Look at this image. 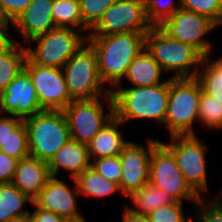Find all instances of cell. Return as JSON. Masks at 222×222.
<instances>
[{
	"mask_svg": "<svg viewBox=\"0 0 222 222\" xmlns=\"http://www.w3.org/2000/svg\"><path fill=\"white\" fill-rule=\"evenodd\" d=\"M147 33H119L111 35H88L87 42L93 47L98 64V73L110 91L123 81L129 65L145 48Z\"/></svg>",
	"mask_w": 222,
	"mask_h": 222,
	"instance_id": "6da1fadb",
	"label": "cell"
},
{
	"mask_svg": "<svg viewBox=\"0 0 222 222\" xmlns=\"http://www.w3.org/2000/svg\"><path fill=\"white\" fill-rule=\"evenodd\" d=\"M121 86V87H120ZM170 77L154 86L124 88L122 82L110 91L114 117L123 123L130 120H156L164 124L169 100Z\"/></svg>",
	"mask_w": 222,
	"mask_h": 222,
	"instance_id": "7a4b0ae2",
	"label": "cell"
},
{
	"mask_svg": "<svg viewBox=\"0 0 222 222\" xmlns=\"http://www.w3.org/2000/svg\"><path fill=\"white\" fill-rule=\"evenodd\" d=\"M145 47L164 74L172 73L170 78H196L203 56L191 45L169 36L160 26L152 27L146 34Z\"/></svg>",
	"mask_w": 222,
	"mask_h": 222,
	"instance_id": "3957f363",
	"label": "cell"
},
{
	"mask_svg": "<svg viewBox=\"0 0 222 222\" xmlns=\"http://www.w3.org/2000/svg\"><path fill=\"white\" fill-rule=\"evenodd\" d=\"M202 88L196 78H170L169 100L164 125L170 136L197 135L199 101Z\"/></svg>",
	"mask_w": 222,
	"mask_h": 222,
	"instance_id": "277c9868",
	"label": "cell"
},
{
	"mask_svg": "<svg viewBox=\"0 0 222 222\" xmlns=\"http://www.w3.org/2000/svg\"><path fill=\"white\" fill-rule=\"evenodd\" d=\"M29 155L49 162L70 139V130L63 111H47L25 118Z\"/></svg>",
	"mask_w": 222,
	"mask_h": 222,
	"instance_id": "5b68a950",
	"label": "cell"
},
{
	"mask_svg": "<svg viewBox=\"0 0 222 222\" xmlns=\"http://www.w3.org/2000/svg\"><path fill=\"white\" fill-rule=\"evenodd\" d=\"M62 72L72 100L111 96L110 88L105 87L100 79L97 56L88 42L65 63Z\"/></svg>",
	"mask_w": 222,
	"mask_h": 222,
	"instance_id": "8992f818",
	"label": "cell"
},
{
	"mask_svg": "<svg viewBox=\"0 0 222 222\" xmlns=\"http://www.w3.org/2000/svg\"><path fill=\"white\" fill-rule=\"evenodd\" d=\"M31 42H36L35 47L31 48L30 44H26L25 48L27 58L33 64L62 69L65 63L87 42V37L73 28L56 27L29 41Z\"/></svg>",
	"mask_w": 222,
	"mask_h": 222,
	"instance_id": "52a82bcc",
	"label": "cell"
},
{
	"mask_svg": "<svg viewBox=\"0 0 222 222\" xmlns=\"http://www.w3.org/2000/svg\"><path fill=\"white\" fill-rule=\"evenodd\" d=\"M104 103L109 107L106 114ZM63 113L71 139L87 145L114 117L113 99L112 96H103L92 100H73Z\"/></svg>",
	"mask_w": 222,
	"mask_h": 222,
	"instance_id": "ba28073f",
	"label": "cell"
},
{
	"mask_svg": "<svg viewBox=\"0 0 222 222\" xmlns=\"http://www.w3.org/2000/svg\"><path fill=\"white\" fill-rule=\"evenodd\" d=\"M171 138L169 142L162 143L173 153L186 182L201 198L208 197L211 192L207 186V145L197 135Z\"/></svg>",
	"mask_w": 222,
	"mask_h": 222,
	"instance_id": "9c48e42d",
	"label": "cell"
},
{
	"mask_svg": "<svg viewBox=\"0 0 222 222\" xmlns=\"http://www.w3.org/2000/svg\"><path fill=\"white\" fill-rule=\"evenodd\" d=\"M149 183L164 190L175 201L186 200L195 205L201 199L186 182L173 153L162 141H159L151 152Z\"/></svg>",
	"mask_w": 222,
	"mask_h": 222,
	"instance_id": "30bf717a",
	"label": "cell"
},
{
	"mask_svg": "<svg viewBox=\"0 0 222 222\" xmlns=\"http://www.w3.org/2000/svg\"><path fill=\"white\" fill-rule=\"evenodd\" d=\"M151 28L145 14L144 0H117L103 13L88 35L148 33Z\"/></svg>",
	"mask_w": 222,
	"mask_h": 222,
	"instance_id": "8fae6325",
	"label": "cell"
},
{
	"mask_svg": "<svg viewBox=\"0 0 222 222\" xmlns=\"http://www.w3.org/2000/svg\"><path fill=\"white\" fill-rule=\"evenodd\" d=\"M160 27L172 38L191 45L203 57L213 54V42L205 36L216 29V24L209 18L180 8Z\"/></svg>",
	"mask_w": 222,
	"mask_h": 222,
	"instance_id": "7c38bea8",
	"label": "cell"
},
{
	"mask_svg": "<svg viewBox=\"0 0 222 222\" xmlns=\"http://www.w3.org/2000/svg\"><path fill=\"white\" fill-rule=\"evenodd\" d=\"M24 69L32 79L43 110L63 111L73 101L61 68L39 66L27 58Z\"/></svg>",
	"mask_w": 222,
	"mask_h": 222,
	"instance_id": "4fadbf2b",
	"label": "cell"
},
{
	"mask_svg": "<svg viewBox=\"0 0 222 222\" xmlns=\"http://www.w3.org/2000/svg\"><path fill=\"white\" fill-rule=\"evenodd\" d=\"M159 141L156 138H148L147 147L130 141L119 154L122 166L119 188L122 195L128 197L132 192L149 183L151 152Z\"/></svg>",
	"mask_w": 222,
	"mask_h": 222,
	"instance_id": "5bb4252c",
	"label": "cell"
},
{
	"mask_svg": "<svg viewBox=\"0 0 222 222\" xmlns=\"http://www.w3.org/2000/svg\"><path fill=\"white\" fill-rule=\"evenodd\" d=\"M44 111L29 73L23 69L20 74L2 91L0 114L21 119ZM5 113V114H4Z\"/></svg>",
	"mask_w": 222,
	"mask_h": 222,
	"instance_id": "9a60e30c",
	"label": "cell"
},
{
	"mask_svg": "<svg viewBox=\"0 0 222 222\" xmlns=\"http://www.w3.org/2000/svg\"><path fill=\"white\" fill-rule=\"evenodd\" d=\"M71 189L64 180L58 177H51L44 188L40 191L38 197L33 203L43 210H48L56 213L59 216L66 218L68 221H78L84 219L81 211H78L77 197L80 195L75 182Z\"/></svg>",
	"mask_w": 222,
	"mask_h": 222,
	"instance_id": "2e32d148",
	"label": "cell"
},
{
	"mask_svg": "<svg viewBox=\"0 0 222 222\" xmlns=\"http://www.w3.org/2000/svg\"><path fill=\"white\" fill-rule=\"evenodd\" d=\"M54 0H32L29 6L12 22L23 45L37 36L56 28L52 16Z\"/></svg>",
	"mask_w": 222,
	"mask_h": 222,
	"instance_id": "e0dca14e",
	"label": "cell"
},
{
	"mask_svg": "<svg viewBox=\"0 0 222 222\" xmlns=\"http://www.w3.org/2000/svg\"><path fill=\"white\" fill-rule=\"evenodd\" d=\"M51 177L47 162L29 155L18 160L11 183L34 201Z\"/></svg>",
	"mask_w": 222,
	"mask_h": 222,
	"instance_id": "ac0fdd59",
	"label": "cell"
},
{
	"mask_svg": "<svg viewBox=\"0 0 222 222\" xmlns=\"http://www.w3.org/2000/svg\"><path fill=\"white\" fill-rule=\"evenodd\" d=\"M52 177H57L60 170H67L70 179H75L84 170L91 167L88 146L70 139L47 163Z\"/></svg>",
	"mask_w": 222,
	"mask_h": 222,
	"instance_id": "d6986e66",
	"label": "cell"
},
{
	"mask_svg": "<svg viewBox=\"0 0 222 222\" xmlns=\"http://www.w3.org/2000/svg\"><path fill=\"white\" fill-rule=\"evenodd\" d=\"M123 122L113 117L94 138L87 144L91 160L119 156L124 147L130 142L127 141L119 128Z\"/></svg>",
	"mask_w": 222,
	"mask_h": 222,
	"instance_id": "ffe728a7",
	"label": "cell"
},
{
	"mask_svg": "<svg viewBox=\"0 0 222 222\" xmlns=\"http://www.w3.org/2000/svg\"><path fill=\"white\" fill-rule=\"evenodd\" d=\"M162 73L161 66L145 47L129 65L124 79L133 84V87L154 86L166 82L161 80Z\"/></svg>",
	"mask_w": 222,
	"mask_h": 222,
	"instance_id": "44dd1931",
	"label": "cell"
},
{
	"mask_svg": "<svg viewBox=\"0 0 222 222\" xmlns=\"http://www.w3.org/2000/svg\"><path fill=\"white\" fill-rule=\"evenodd\" d=\"M128 197L136 207L126 205L127 209L135 214L148 215L156 208L175 202L164 190L150 183L143 185L139 190L132 192Z\"/></svg>",
	"mask_w": 222,
	"mask_h": 222,
	"instance_id": "7402d4cb",
	"label": "cell"
},
{
	"mask_svg": "<svg viewBox=\"0 0 222 222\" xmlns=\"http://www.w3.org/2000/svg\"><path fill=\"white\" fill-rule=\"evenodd\" d=\"M33 204L27 195L22 193L14 184H0V222L9 219L29 215L31 211L24 209L29 202Z\"/></svg>",
	"mask_w": 222,
	"mask_h": 222,
	"instance_id": "603a6c76",
	"label": "cell"
},
{
	"mask_svg": "<svg viewBox=\"0 0 222 222\" xmlns=\"http://www.w3.org/2000/svg\"><path fill=\"white\" fill-rule=\"evenodd\" d=\"M210 57H203L196 79L205 94L222 104V56L214 61Z\"/></svg>",
	"mask_w": 222,
	"mask_h": 222,
	"instance_id": "cb8c5ba5",
	"label": "cell"
},
{
	"mask_svg": "<svg viewBox=\"0 0 222 222\" xmlns=\"http://www.w3.org/2000/svg\"><path fill=\"white\" fill-rule=\"evenodd\" d=\"M75 182L79 194L87 197L100 199L101 197L111 196L117 191L121 193L118 184L104 178L91 167L77 176Z\"/></svg>",
	"mask_w": 222,
	"mask_h": 222,
	"instance_id": "d4e9b609",
	"label": "cell"
},
{
	"mask_svg": "<svg viewBox=\"0 0 222 222\" xmlns=\"http://www.w3.org/2000/svg\"><path fill=\"white\" fill-rule=\"evenodd\" d=\"M27 59L25 45L17 43L5 54L0 55V92L20 74Z\"/></svg>",
	"mask_w": 222,
	"mask_h": 222,
	"instance_id": "484cf974",
	"label": "cell"
},
{
	"mask_svg": "<svg viewBox=\"0 0 222 222\" xmlns=\"http://www.w3.org/2000/svg\"><path fill=\"white\" fill-rule=\"evenodd\" d=\"M52 16L56 27L73 28L84 34V23L78 0H54Z\"/></svg>",
	"mask_w": 222,
	"mask_h": 222,
	"instance_id": "4316f807",
	"label": "cell"
},
{
	"mask_svg": "<svg viewBox=\"0 0 222 222\" xmlns=\"http://www.w3.org/2000/svg\"><path fill=\"white\" fill-rule=\"evenodd\" d=\"M198 123L205 128L222 130V104L201 91Z\"/></svg>",
	"mask_w": 222,
	"mask_h": 222,
	"instance_id": "83f0119b",
	"label": "cell"
},
{
	"mask_svg": "<svg viewBox=\"0 0 222 222\" xmlns=\"http://www.w3.org/2000/svg\"><path fill=\"white\" fill-rule=\"evenodd\" d=\"M144 0L145 14L152 27L162 25L181 8V0Z\"/></svg>",
	"mask_w": 222,
	"mask_h": 222,
	"instance_id": "f1b7e54d",
	"label": "cell"
},
{
	"mask_svg": "<svg viewBox=\"0 0 222 222\" xmlns=\"http://www.w3.org/2000/svg\"><path fill=\"white\" fill-rule=\"evenodd\" d=\"M0 151L8 156L21 160L29 156L27 129L22 121L8 136Z\"/></svg>",
	"mask_w": 222,
	"mask_h": 222,
	"instance_id": "f546056e",
	"label": "cell"
},
{
	"mask_svg": "<svg viewBox=\"0 0 222 222\" xmlns=\"http://www.w3.org/2000/svg\"><path fill=\"white\" fill-rule=\"evenodd\" d=\"M84 23V35L98 23L103 13L117 0H78ZM88 33H85L87 32Z\"/></svg>",
	"mask_w": 222,
	"mask_h": 222,
	"instance_id": "4dcf8cb0",
	"label": "cell"
},
{
	"mask_svg": "<svg viewBox=\"0 0 222 222\" xmlns=\"http://www.w3.org/2000/svg\"><path fill=\"white\" fill-rule=\"evenodd\" d=\"M147 217L150 222H194V214H185L180 201L156 208Z\"/></svg>",
	"mask_w": 222,
	"mask_h": 222,
	"instance_id": "1f68e13d",
	"label": "cell"
},
{
	"mask_svg": "<svg viewBox=\"0 0 222 222\" xmlns=\"http://www.w3.org/2000/svg\"><path fill=\"white\" fill-rule=\"evenodd\" d=\"M181 8L205 16L215 24L222 11V0H181Z\"/></svg>",
	"mask_w": 222,
	"mask_h": 222,
	"instance_id": "d6a6232c",
	"label": "cell"
},
{
	"mask_svg": "<svg viewBox=\"0 0 222 222\" xmlns=\"http://www.w3.org/2000/svg\"><path fill=\"white\" fill-rule=\"evenodd\" d=\"M91 168L104 178L119 185L122 176V166L119 156L91 160Z\"/></svg>",
	"mask_w": 222,
	"mask_h": 222,
	"instance_id": "836d02e7",
	"label": "cell"
},
{
	"mask_svg": "<svg viewBox=\"0 0 222 222\" xmlns=\"http://www.w3.org/2000/svg\"><path fill=\"white\" fill-rule=\"evenodd\" d=\"M201 198L194 206V222H222V202Z\"/></svg>",
	"mask_w": 222,
	"mask_h": 222,
	"instance_id": "e575fe53",
	"label": "cell"
},
{
	"mask_svg": "<svg viewBox=\"0 0 222 222\" xmlns=\"http://www.w3.org/2000/svg\"><path fill=\"white\" fill-rule=\"evenodd\" d=\"M32 2V0H0L2 19L13 22Z\"/></svg>",
	"mask_w": 222,
	"mask_h": 222,
	"instance_id": "d590c367",
	"label": "cell"
},
{
	"mask_svg": "<svg viewBox=\"0 0 222 222\" xmlns=\"http://www.w3.org/2000/svg\"><path fill=\"white\" fill-rule=\"evenodd\" d=\"M17 163L18 159L0 151V184L12 182Z\"/></svg>",
	"mask_w": 222,
	"mask_h": 222,
	"instance_id": "8d00e7d4",
	"label": "cell"
},
{
	"mask_svg": "<svg viewBox=\"0 0 222 222\" xmlns=\"http://www.w3.org/2000/svg\"><path fill=\"white\" fill-rule=\"evenodd\" d=\"M23 121V119L0 114V147L5 144L9 134Z\"/></svg>",
	"mask_w": 222,
	"mask_h": 222,
	"instance_id": "74e56055",
	"label": "cell"
},
{
	"mask_svg": "<svg viewBox=\"0 0 222 222\" xmlns=\"http://www.w3.org/2000/svg\"><path fill=\"white\" fill-rule=\"evenodd\" d=\"M32 205L35 210L28 215L30 222H69L66 218L59 216L52 211L38 208L34 203Z\"/></svg>",
	"mask_w": 222,
	"mask_h": 222,
	"instance_id": "f35d334b",
	"label": "cell"
},
{
	"mask_svg": "<svg viewBox=\"0 0 222 222\" xmlns=\"http://www.w3.org/2000/svg\"><path fill=\"white\" fill-rule=\"evenodd\" d=\"M10 25H13L11 21L0 20V55L8 52L16 44L15 39H12L8 33Z\"/></svg>",
	"mask_w": 222,
	"mask_h": 222,
	"instance_id": "ab89813d",
	"label": "cell"
},
{
	"mask_svg": "<svg viewBox=\"0 0 222 222\" xmlns=\"http://www.w3.org/2000/svg\"><path fill=\"white\" fill-rule=\"evenodd\" d=\"M123 218L122 221L123 222H150L147 215H141V214H135L132 211H130L129 209H127V207L125 206V208L123 209Z\"/></svg>",
	"mask_w": 222,
	"mask_h": 222,
	"instance_id": "60d3db41",
	"label": "cell"
},
{
	"mask_svg": "<svg viewBox=\"0 0 222 222\" xmlns=\"http://www.w3.org/2000/svg\"><path fill=\"white\" fill-rule=\"evenodd\" d=\"M6 222H30V219L28 215H25V216H20V217L9 219Z\"/></svg>",
	"mask_w": 222,
	"mask_h": 222,
	"instance_id": "b9f144b4",
	"label": "cell"
},
{
	"mask_svg": "<svg viewBox=\"0 0 222 222\" xmlns=\"http://www.w3.org/2000/svg\"><path fill=\"white\" fill-rule=\"evenodd\" d=\"M213 195H214V196H213V197H214L213 199L222 202V188H221V190H220V193H218V194H213Z\"/></svg>",
	"mask_w": 222,
	"mask_h": 222,
	"instance_id": "7bdbcfd3",
	"label": "cell"
},
{
	"mask_svg": "<svg viewBox=\"0 0 222 222\" xmlns=\"http://www.w3.org/2000/svg\"><path fill=\"white\" fill-rule=\"evenodd\" d=\"M220 26H222V11H221L220 19H219V21L216 23V29H217V27H220Z\"/></svg>",
	"mask_w": 222,
	"mask_h": 222,
	"instance_id": "ee69618b",
	"label": "cell"
},
{
	"mask_svg": "<svg viewBox=\"0 0 222 222\" xmlns=\"http://www.w3.org/2000/svg\"><path fill=\"white\" fill-rule=\"evenodd\" d=\"M69 222H86L85 219H81V220H78V221H69Z\"/></svg>",
	"mask_w": 222,
	"mask_h": 222,
	"instance_id": "f6af8a7d",
	"label": "cell"
}]
</instances>
